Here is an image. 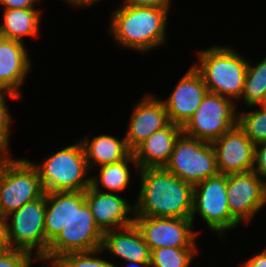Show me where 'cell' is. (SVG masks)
Wrapping results in <instances>:
<instances>
[{
  "mask_svg": "<svg viewBox=\"0 0 266 267\" xmlns=\"http://www.w3.org/2000/svg\"><path fill=\"white\" fill-rule=\"evenodd\" d=\"M138 171L141 189L134 203L135 216L191 218L193 185L164 167Z\"/></svg>",
  "mask_w": 266,
  "mask_h": 267,
  "instance_id": "6da1fadb",
  "label": "cell"
},
{
  "mask_svg": "<svg viewBox=\"0 0 266 267\" xmlns=\"http://www.w3.org/2000/svg\"><path fill=\"white\" fill-rule=\"evenodd\" d=\"M169 10L137 7L126 3L112 13V37L126 49L148 52L166 42Z\"/></svg>",
  "mask_w": 266,
  "mask_h": 267,
  "instance_id": "7a4b0ae2",
  "label": "cell"
},
{
  "mask_svg": "<svg viewBox=\"0 0 266 267\" xmlns=\"http://www.w3.org/2000/svg\"><path fill=\"white\" fill-rule=\"evenodd\" d=\"M197 53L198 63L193 66L202 76L208 91L233 101L239 100L249 60L227 46H213Z\"/></svg>",
  "mask_w": 266,
  "mask_h": 267,
  "instance_id": "3957f363",
  "label": "cell"
},
{
  "mask_svg": "<svg viewBox=\"0 0 266 267\" xmlns=\"http://www.w3.org/2000/svg\"><path fill=\"white\" fill-rule=\"evenodd\" d=\"M31 163L38 171L44 192L84 191L91 185V178L87 177L90 169L80 141L60 149L41 164Z\"/></svg>",
  "mask_w": 266,
  "mask_h": 267,
  "instance_id": "277c9868",
  "label": "cell"
},
{
  "mask_svg": "<svg viewBox=\"0 0 266 267\" xmlns=\"http://www.w3.org/2000/svg\"><path fill=\"white\" fill-rule=\"evenodd\" d=\"M103 233L85 202L84 191H71V219L49 244L46 263L70 252L100 249Z\"/></svg>",
  "mask_w": 266,
  "mask_h": 267,
  "instance_id": "5b68a950",
  "label": "cell"
},
{
  "mask_svg": "<svg viewBox=\"0 0 266 267\" xmlns=\"http://www.w3.org/2000/svg\"><path fill=\"white\" fill-rule=\"evenodd\" d=\"M45 211L46 192L40 198L24 204L3 219L9 247L33 253L35 259L40 262L47 260L49 246L44 229ZM10 219H12L11 223H9Z\"/></svg>",
  "mask_w": 266,
  "mask_h": 267,
  "instance_id": "8992f818",
  "label": "cell"
},
{
  "mask_svg": "<svg viewBox=\"0 0 266 267\" xmlns=\"http://www.w3.org/2000/svg\"><path fill=\"white\" fill-rule=\"evenodd\" d=\"M44 193L38 171L31 161L9 156L0 169V219Z\"/></svg>",
  "mask_w": 266,
  "mask_h": 267,
  "instance_id": "52a82bcc",
  "label": "cell"
},
{
  "mask_svg": "<svg viewBox=\"0 0 266 267\" xmlns=\"http://www.w3.org/2000/svg\"><path fill=\"white\" fill-rule=\"evenodd\" d=\"M164 168L193 186L219 173L212 144L184 133L176 140Z\"/></svg>",
  "mask_w": 266,
  "mask_h": 267,
  "instance_id": "ba28073f",
  "label": "cell"
},
{
  "mask_svg": "<svg viewBox=\"0 0 266 267\" xmlns=\"http://www.w3.org/2000/svg\"><path fill=\"white\" fill-rule=\"evenodd\" d=\"M236 102L208 92L197 111L182 126V132L190 137L212 143L237 126Z\"/></svg>",
  "mask_w": 266,
  "mask_h": 267,
  "instance_id": "9c48e42d",
  "label": "cell"
},
{
  "mask_svg": "<svg viewBox=\"0 0 266 267\" xmlns=\"http://www.w3.org/2000/svg\"><path fill=\"white\" fill-rule=\"evenodd\" d=\"M226 187L227 175L218 173L197 183L193 188V223L198 214L209 230L219 233L221 237L225 231L239 224L230 214Z\"/></svg>",
  "mask_w": 266,
  "mask_h": 267,
  "instance_id": "30bf717a",
  "label": "cell"
},
{
  "mask_svg": "<svg viewBox=\"0 0 266 267\" xmlns=\"http://www.w3.org/2000/svg\"><path fill=\"white\" fill-rule=\"evenodd\" d=\"M134 224L150 250L161 247L198 248L191 218L135 216Z\"/></svg>",
  "mask_w": 266,
  "mask_h": 267,
  "instance_id": "8fae6325",
  "label": "cell"
},
{
  "mask_svg": "<svg viewBox=\"0 0 266 267\" xmlns=\"http://www.w3.org/2000/svg\"><path fill=\"white\" fill-rule=\"evenodd\" d=\"M227 195L231 216L240 223H249L266 205L264 178L253 170L227 174Z\"/></svg>",
  "mask_w": 266,
  "mask_h": 267,
  "instance_id": "7c38bea8",
  "label": "cell"
},
{
  "mask_svg": "<svg viewBox=\"0 0 266 267\" xmlns=\"http://www.w3.org/2000/svg\"><path fill=\"white\" fill-rule=\"evenodd\" d=\"M217 170L221 174L244 173L254 167L255 144L238 127L213 141Z\"/></svg>",
  "mask_w": 266,
  "mask_h": 267,
  "instance_id": "4fadbf2b",
  "label": "cell"
},
{
  "mask_svg": "<svg viewBox=\"0 0 266 267\" xmlns=\"http://www.w3.org/2000/svg\"><path fill=\"white\" fill-rule=\"evenodd\" d=\"M84 197L96 224L103 232L134 224V205L117 193L99 191L90 185L84 190Z\"/></svg>",
  "mask_w": 266,
  "mask_h": 267,
  "instance_id": "5bb4252c",
  "label": "cell"
},
{
  "mask_svg": "<svg viewBox=\"0 0 266 267\" xmlns=\"http://www.w3.org/2000/svg\"><path fill=\"white\" fill-rule=\"evenodd\" d=\"M208 92L202 76L192 65L170 96L162 99L169 121L182 127L197 111Z\"/></svg>",
  "mask_w": 266,
  "mask_h": 267,
  "instance_id": "9a60e30c",
  "label": "cell"
},
{
  "mask_svg": "<svg viewBox=\"0 0 266 267\" xmlns=\"http://www.w3.org/2000/svg\"><path fill=\"white\" fill-rule=\"evenodd\" d=\"M132 110L124 137L131 151L154 132L165 128L170 123L165 104L159 97L145 95V98L138 100Z\"/></svg>",
  "mask_w": 266,
  "mask_h": 267,
  "instance_id": "2e32d148",
  "label": "cell"
},
{
  "mask_svg": "<svg viewBox=\"0 0 266 267\" xmlns=\"http://www.w3.org/2000/svg\"><path fill=\"white\" fill-rule=\"evenodd\" d=\"M25 44L0 36V92H10L21 97L31 61Z\"/></svg>",
  "mask_w": 266,
  "mask_h": 267,
  "instance_id": "e0dca14e",
  "label": "cell"
},
{
  "mask_svg": "<svg viewBox=\"0 0 266 267\" xmlns=\"http://www.w3.org/2000/svg\"><path fill=\"white\" fill-rule=\"evenodd\" d=\"M182 133L181 126L170 122L145 139L132 151L139 169L165 167Z\"/></svg>",
  "mask_w": 266,
  "mask_h": 267,
  "instance_id": "ac0fdd59",
  "label": "cell"
},
{
  "mask_svg": "<svg viewBox=\"0 0 266 267\" xmlns=\"http://www.w3.org/2000/svg\"><path fill=\"white\" fill-rule=\"evenodd\" d=\"M101 250H108L124 262H150L151 250L135 224L126 228L108 230L103 233Z\"/></svg>",
  "mask_w": 266,
  "mask_h": 267,
  "instance_id": "d6986e66",
  "label": "cell"
},
{
  "mask_svg": "<svg viewBox=\"0 0 266 267\" xmlns=\"http://www.w3.org/2000/svg\"><path fill=\"white\" fill-rule=\"evenodd\" d=\"M80 142L83 145L86 161L91 171L97 165L100 167L120 162L132 153L125 138L119 140L107 134L94 136L92 140L85 137Z\"/></svg>",
  "mask_w": 266,
  "mask_h": 267,
  "instance_id": "ffe728a7",
  "label": "cell"
},
{
  "mask_svg": "<svg viewBox=\"0 0 266 267\" xmlns=\"http://www.w3.org/2000/svg\"><path fill=\"white\" fill-rule=\"evenodd\" d=\"M41 13L38 9H5L0 36L25 43L24 37L39 35Z\"/></svg>",
  "mask_w": 266,
  "mask_h": 267,
  "instance_id": "44dd1931",
  "label": "cell"
},
{
  "mask_svg": "<svg viewBox=\"0 0 266 267\" xmlns=\"http://www.w3.org/2000/svg\"><path fill=\"white\" fill-rule=\"evenodd\" d=\"M71 219V191L46 192L44 229L50 244Z\"/></svg>",
  "mask_w": 266,
  "mask_h": 267,
  "instance_id": "7402d4cb",
  "label": "cell"
},
{
  "mask_svg": "<svg viewBox=\"0 0 266 267\" xmlns=\"http://www.w3.org/2000/svg\"><path fill=\"white\" fill-rule=\"evenodd\" d=\"M132 162L134 163L133 165H135V169L137 168L139 170L133 153L120 162L98 167L99 175L90 177L91 186L99 191H101L102 186L109 191V193L114 194L127 189L130 183V178H132L128 163L130 164Z\"/></svg>",
  "mask_w": 266,
  "mask_h": 267,
  "instance_id": "603a6c76",
  "label": "cell"
},
{
  "mask_svg": "<svg viewBox=\"0 0 266 267\" xmlns=\"http://www.w3.org/2000/svg\"><path fill=\"white\" fill-rule=\"evenodd\" d=\"M254 66V67H253ZM266 90V57L256 65L247 63L244 80V89L241 100L246 106L255 107L261 100Z\"/></svg>",
  "mask_w": 266,
  "mask_h": 267,
  "instance_id": "cb8c5ba5",
  "label": "cell"
},
{
  "mask_svg": "<svg viewBox=\"0 0 266 267\" xmlns=\"http://www.w3.org/2000/svg\"><path fill=\"white\" fill-rule=\"evenodd\" d=\"M198 248L161 247L151 250V267H189Z\"/></svg>",
  "mask_w": 266,
  "mask_h": 267,
  "instance_id": "d4e9b609",
  "label": "cell"
},
{
  "mask_svg": "<svg viewBox=\"0 0 266 267\" xmlns=\"http://www.w3.org/2000/svg\"><path fill=\"white\" fill-rule=\"evenodd\" d=\"M237 126L255 144L266 142V110L238 112Z\"/></svg>",
  "mask_w": 266,
  "mask_h": 267,
  "instance_id": "484cf974",
  "label": "cell"
},
{
  "mask_svg": "<svg viewBox=\"0 0 266 267\" xmlns=\"http://www.w3.org/2000/svg\"><path fill=\"white\" fill-rule=\"evenodd\" d=\"M104 251L97 249L89 252H70L56 260L61 267H118L110 261L96 258L93 255L102 254Z\"/></svg>",
  "mask_w": 266,
  "mask_h": 267,
  "instance_id": "4316f807",
  "label": "cell"
},
{
  "mask_svg": "<svg viewBox=\"0 0 266 267\" xmlns=\"http://www.w3.org/2000/svg\"><path fill=\"white\" fill-rule=\"evenodd\" d=\"M19 99V96L10 92H0V149H5L10 152L9 137H10V126L12 122V116L8 110L7 99Z\"/></svg>",
  "mask_w": 266,
  "mask_h": 267,
  "instance_id": "83f0119b",
  "label": "cell"
},
{
  "mask_svg": "<svg viewBox=\"0 0 266 267\" xmlns=\"http://www.w3.org/2000/svg\"><path fill=\"white\" fill-rule=\"evenodd\" d=\"M33 254L10 248L0 255V267H30Z\"/></svg>",
  "mask_w": 266,
  "mask_h": 267,
  "instance_id": "f1b7e54d",
  "label": "cell"
},
{
  "mask_svg": "<svg viewBox=\"0 0 266 267\" xmlns=\"http://www.w3.org/2000/svg\"><path fill=\"white\" fill-rule=\"evenodd\" d=\"M253 171L262 178L266 177V142L255 145Z\"/></svg>",
  "mask_w": 266,
  "mask_h": 267,
  "instance_id": "f546056e",
  "label": "cell"
},
{
  "mask_svg": "<svg viewBox=\"0 0 266 267\" xmlns=\"http://www.w3.org/2000/svg\"><path fill=\"white\" fill-rule=\"evenodd\" d=\"M123 3L148 8H159L169 10L171 6V0H124Z\"/></svg>",
  "mask_w": 266,
  "mask_h": 267,
  "instance_id": "4dcf8cb0",
  "label": "cell"
},
{
  "mask_svg": "<svg viewBox=\"0 0 266 267\" xmlns=\"http://www.w3.org/2000/svg\"><path fill=\"white\" fill-rule=\"evenodd\" d=\"M38 0H0V4L3 5L5 9H36Z\"/></svg>",
  "mask_w": 266,
  "mask_h": 267,
  "instance_id": "1f68e13d",
  "label": "cell"
},
{
  "mask_svg": "<svg viewBox=\"0 0 266 267\" xmlns=\"http://www.w3.org/2000/svg\"><path fill=\"white\" fill-rule=\"evenodd\" d=\"M244 267H266V249L243 263Z\"/></svg>",
  "mask_w": 266,
  "mask_h": 267,
  "instance_id": "d6a6232c",
  "label": "cell"
},
{
  "mask_svg": "<svg viewBox=\"0 0 266 267\" xmlns=\"http://www.w3.org/2000/svg\"><path fill=\"white\" fill-rule=\"evenodd\" d=\"M9 244L7 240L6 225L3 219H0V255L9 250Z\"/></svg>",
  "mask_w": 266,
  "mask_h": 267,
  "instance_id": "836d02e7",
  "label": "cell"
},
{
  "mask_svg": "<svg viewBox=\"0 0 266 267\" xmlns=\"http://www.w3.org/2000/svg\"><path fill=\"white\" fill-rule=\"evenodd\" d=\"M68 2V4L75 6V7H86V6H92V4H95L99 0H65ZM101 1V0H100Z\"/></svg>",
  "mask_w": 266,
  "mask_h": 267,
  "instance_id": "e575fe53",
  "label": "cell"
},
{
  "mask_svg": "<svg viewBox=\"0 0 266 267\" xmlns=\"http://www.w3.org/2000/svg\"><path fill=\"white\" fill-rule=\"evenodd\" d=\"M129 265L126 267H151L150 262H134V261H129ZM132 265V266H131ZM120 267H123L122 265Z\"/></svg>",
  "mask_w": 266,
  "mask_h": 267,
  "instance_id": "d590c367",
  "label": "cell"
},
{
  "mask_svg": "<svg viewBox=\"0 0 266 267\" xmlns=\"http://www.w3.org/2000/svg\"><path fill=\"white\" fill-rule=\"evenodd\" d=\"M10 152L5 150V149H0V169L1 166L3 165V163L7 160V158L9 157Z\"/></svg>",
  "mask_w": 266,
  "mask_h": 267,
  "instance_id": "8d00e7d4",
  "label": "cell"
},
{
  "mask_svg": "<svg viewBox=\"0 0 266 267\" xmlns=\"http://www.w3.org/2000/svg\"><path fill=\"white\" fill-rule=\"evenodd\" d=\"M258 105H259V107L261 106L262 109L266 110V90H265L261 100L259 101V103L256 106H258Z\"/></svg>",
  "mask_w": 266,
  "mask_h": 267,
  "instance_id": "74e56055",
  "label": "cell"
},
{
  "mask_svg": "<svg viewBox=\"0 0 266 267\" xmlns=\"http://www.w3.org/2000/svg\"><path fill=\"white\" fill-rule=\"evenodd\" d=\"M47 267H61L56 261H49Z\"/></svg>",
  "mask_w": 266,
  "mask_h": 267,
  "instance_id": "f35d334b",
  "label": "cell"
},
{
  "mask_svg": "<svg viewBox=\"0 0 266 267\" xmlns=\"http://www.w3.org/2000/svg\"><path fill=\"white\" fill-rule=\"evenodd\" d=\"M264 185H265V195H266V177L264 178Z\"/></svg>",
  "mask_w": 266,
  "mask_h": 267,
  "instance_id": "ab89813d",
  "label": "cell"
}]
</instances>
